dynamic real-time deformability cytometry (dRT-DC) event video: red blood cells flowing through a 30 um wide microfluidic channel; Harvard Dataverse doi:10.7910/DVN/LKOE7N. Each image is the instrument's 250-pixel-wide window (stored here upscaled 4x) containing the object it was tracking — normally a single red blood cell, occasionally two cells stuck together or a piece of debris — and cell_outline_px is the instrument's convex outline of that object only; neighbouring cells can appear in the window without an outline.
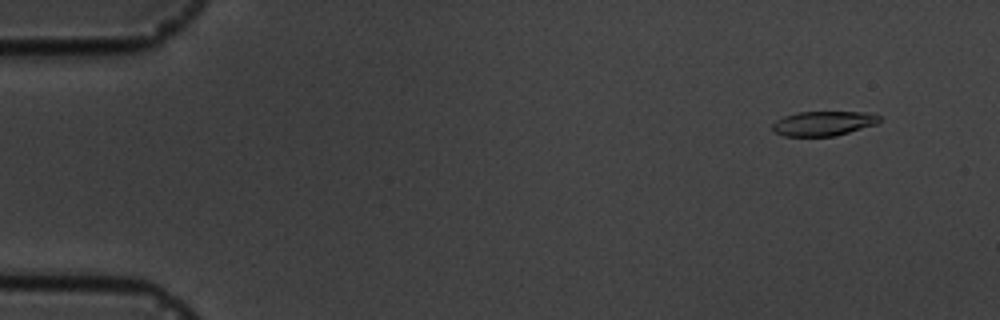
{"species": "common noctule bat (a hibernating species)", "species_latin": "Nyctalus noctula", "temperature_condition": "cold", "stored_images_in_passage": 14, "camera_frame_rate_fps": 3000, "um_per_image_px": 0.085, "animal": {"sex": "male", "body_mass_g": 19.5, "forearm_length_mm": 54.6}, "frame": {"image": 1, "passage_image": 2, "time_ms": 1.0, "image_size_px": [1000, 320], "cell_outline_px": [[880, 120], [876, 124], [836, 136], [784, 136], [776, 132], [772, 128], [772, 124], [776, 120], [784, 116], [800, 112], [864, 112], [880, 116]], "centroid_in_image_um": [69.98, 10.49], "position_along_channel_um": 15.0, "area_um2": 15.2}}
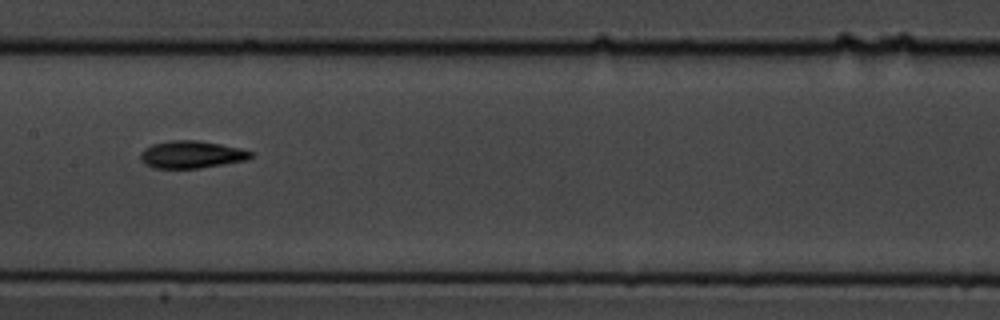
{"frame": {"image": 2, "passage_image": 9, "time_ms": 9.0, "image_size_px": [1000, 320], "cell_outline_px": [[252, 156], [248, 160], [200, 168], [152, 168], [140, 160], [140, 152], [144, 148], [152, 144], [172, 140], [200, 140], [240, 148], [252, 152]], "centroid_in_image_um": [16.26, 13.13], "position_along_channel_um": 191.1, "area_um2": 17.69}}
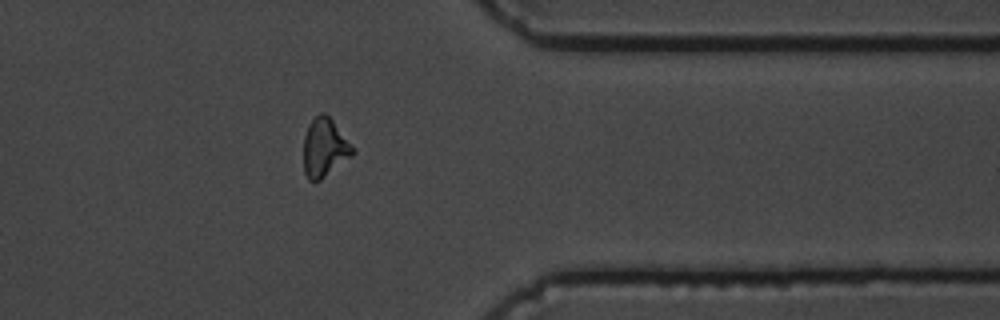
{"frame": {"image": 3, "passage_image": 14, "time_ms": 14.667, "image_size_px": [1000, 320], "cell_outline_px": [[356, 152], [352, 156], [320, 180], [308, 180], [304, 172], [304, 136], [308, 124], [320, 112], [324, 112], [332, 120], [356, 148]], "centroid_in_image_um": [27.61, 12.54], "position_along_channel_um": 383.8, "area_um2": 16.82}, "authors_computed_cell_mechanics": {"area_um2": 16.5308, "velocity_mm_per_s": 3.5975, "shape_relaxation_time_tau1_ms": 2.2334, "shape_relaxation_time_tau2_ms": 8.221, "deformation_change_tau1": 0.1026, "deformation_change_tau2": 0.1643}}